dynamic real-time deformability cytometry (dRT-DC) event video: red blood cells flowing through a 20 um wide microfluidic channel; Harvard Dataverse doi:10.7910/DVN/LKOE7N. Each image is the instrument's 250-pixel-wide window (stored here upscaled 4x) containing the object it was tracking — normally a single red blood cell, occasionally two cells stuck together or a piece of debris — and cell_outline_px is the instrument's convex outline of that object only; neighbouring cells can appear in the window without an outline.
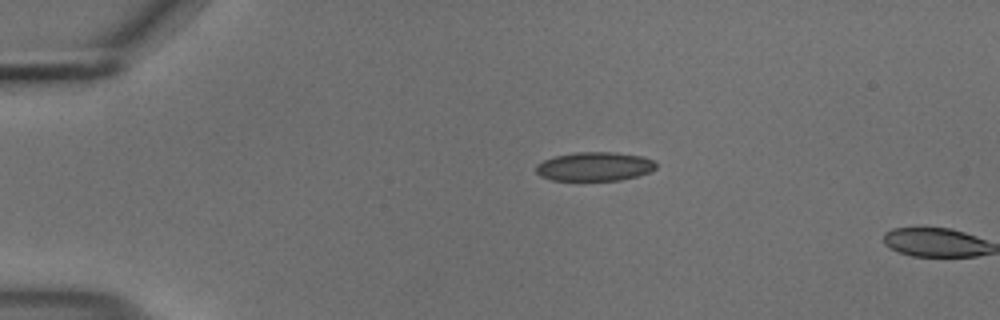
{"species": "common noctule bat (a hibernating species)", "species_latin": "Nyctalus noctula", "temperature_condition": "cold", "stored_images_in_passage": 2, "camera_frame_rate_fps": 3000, "um_per_image_px": 0.085, "animal": {"sex": "male", "body_mass_g": 18.8}, "frame": {"image": 1, "passage_image": 1, "time_ms": 0.0, "image_size_px": [1000, 320], "cell_outline_px": [[656, 168], [652, 172], [620, 180], [552, 180], [540, 176], [536, 172], [536, 164], [544, 160], [556, 156], [576, 152], [616, 152], [644, 156], [656, 160]], "centroid_in_image_um": [50.59, 14.14], "position_along_channel_um": 34.4, "area_um2": 20.4}}